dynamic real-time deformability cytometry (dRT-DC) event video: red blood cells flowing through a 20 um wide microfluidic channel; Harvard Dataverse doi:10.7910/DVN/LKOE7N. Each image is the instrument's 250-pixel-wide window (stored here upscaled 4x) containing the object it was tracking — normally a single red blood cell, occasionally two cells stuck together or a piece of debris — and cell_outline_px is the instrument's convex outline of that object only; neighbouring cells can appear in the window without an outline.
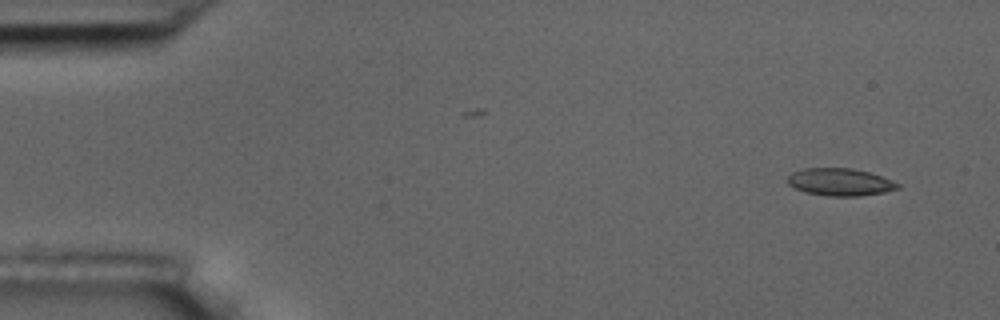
{"species": "common noctule bat (a hibernating species)", "species_latin": "Nyctalus noctula", "temperature_condition": "room temperature", "stored_images_in_passage": 53, "camera_frame_rate_fps": 3000, "um_per_image_px": 0.085, "animal": {"sex": "male", "body_mass_g": 17.5, "forearm_length_mm": 52.3}, "frame": {"image": 1, "passage_image": 1, "time_ms": 0.0, "image_size_px": [1000, 320], "cell_outline_px": [[900, 188], [884, 192], [860, 196], [828, 196], [804, 192], [788, 184], [788, 176], [792, 172], [804, 168], [852, 168], [868, 172], [892, 180], [900, 184]], "centroid_in_image_um": [71.4, 15.47], "position_along_channel_um": 13.6, "area_um2": 17.57}}
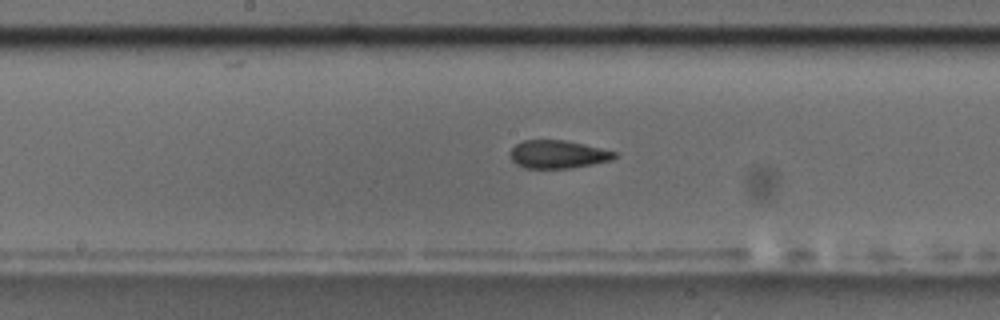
{"frame": {"image": 2, "passage_image": 26, "time_ms": 8.333, "image_size_px": [1000, 320], "cell_outline_px": [[616, 156], [612, 160], [572, 168], [524, 168], [516, 164], [512, 160], [508, 152], [516, 144], [524, 140], [564, 140], [584, 144], [616, 152]], "centroid_in_image_um": [47.39, 13.12], "position_along_channel_um": 200.8, "area_um2": 17.05}}
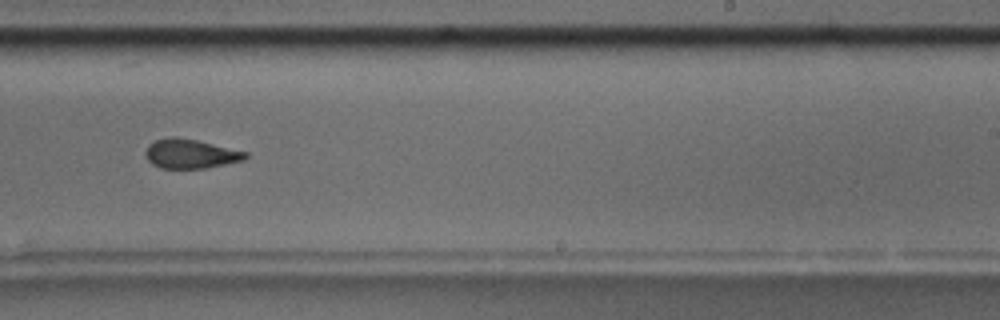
{"frame": {"image": 3, "passage_image": 32, "time_ms": 10.333, "image_size_px": [1000, 320], "cell_outline_px": [[248, 156], [244, 160], [204, 168], [160, 168], [152, 164], [144, 156], [144, 152], [148, 144], [156, 140], [196, 140], [248, 152]], "centroid_in_image_um": [16.2, 13.11], "position_along_channel_um": 272.8, "area_um2": 16.42}, "authors_computed_cell_mechanics": {"area_um2": 17.629, "velocity_mm_per_s": 3.6112, "shape_relaxation_time_tau1_ms": null, "shape_relaxation_time_tau2_ms": 1.8241, "deformation_change_tau1": null, "deformation_change_tau2": 0.0867}}